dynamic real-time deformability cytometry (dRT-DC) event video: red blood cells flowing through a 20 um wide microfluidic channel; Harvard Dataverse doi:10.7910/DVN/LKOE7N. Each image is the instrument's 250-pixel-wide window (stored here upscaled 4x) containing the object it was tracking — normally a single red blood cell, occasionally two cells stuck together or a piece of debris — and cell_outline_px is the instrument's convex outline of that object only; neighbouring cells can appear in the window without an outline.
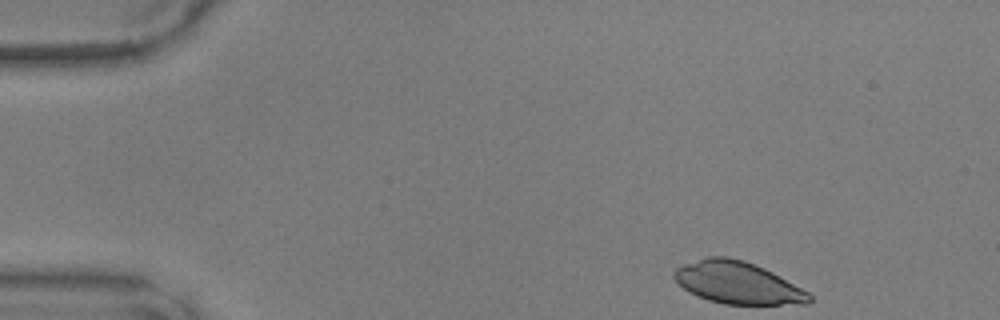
{"species": "common noctule bat (a hibernating species)", "species_latin": "Nyctalus noctula", "temperature_condition": "warm", "stored_images_in_passage": 44, "camera_frame_rate_fps": 3000, "um_per_image_px": 0.085, "animal": {"sex": "male", "body_mass_g": 17.9, "forearm_length_mm": 54.2}, "frame": {"image": 1, "passage_image": 1, "time_ms": 0.0, "image_size_px": [1000, 320], "cell_outline_px": [[812, 300], [808, 304], [724, 304], [708, 300], [696, 296], [688, 292], [672, 276], [672, 272], [676, 268], [684, 264], [708, 256], [728, 256], [744, 260], [764, 268], [772, 272], [808, 292], [812, 296]], "centroid_in_image_um": [62.67, 24.03], "position_along_channel_um": 22.3, "area_um2": 33.12}}